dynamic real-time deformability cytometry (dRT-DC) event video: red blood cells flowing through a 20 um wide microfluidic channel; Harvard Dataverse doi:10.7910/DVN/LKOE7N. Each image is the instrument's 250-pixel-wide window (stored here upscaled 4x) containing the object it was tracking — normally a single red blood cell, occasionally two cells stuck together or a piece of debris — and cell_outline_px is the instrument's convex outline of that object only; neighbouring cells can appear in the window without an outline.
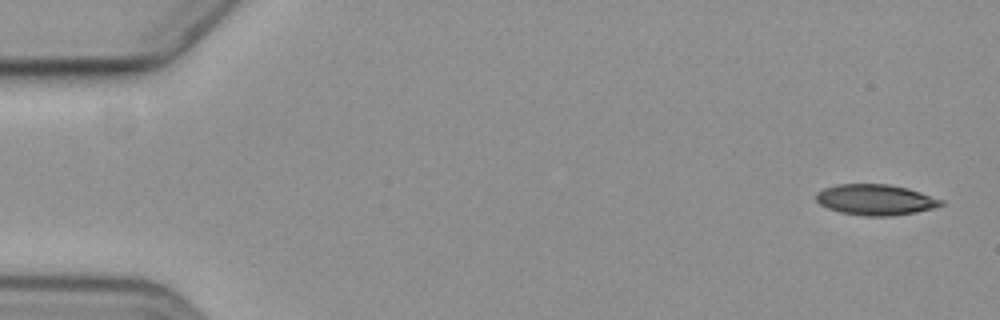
{"species": "common noctule bat (a hibernating species)", "species_latin": "Nyctalus noctula", "temperature_condition": "cold", "stored_images_in_passage": 16, "segment_of_instrument_passage": [1, 2], "camera_frame_rate_fps": 3000, "um_per_image_px": 0.085, "animal": {"sex": "female", "body_mass_g": 19.3, "forearm_length_mm": 54.1}, "frame": {"image": 1, "passage_image": 1, "time_ms": 0.0, "image_size_px": [1000, 320], "cell_outline_px": [[944, 204], [932, 208], [916, 212], [892, 216], [864, 216], [840, 212], [828, 208], [820, 204], [816, 200], [816, 192], [824, 188], [836, 184], [888, 184], [908, 188], [944, 200]], "centroid_in_image_um": [74.41, 16.97], "position_along_channel_um": 10.6, "area_um2": 22.43}}
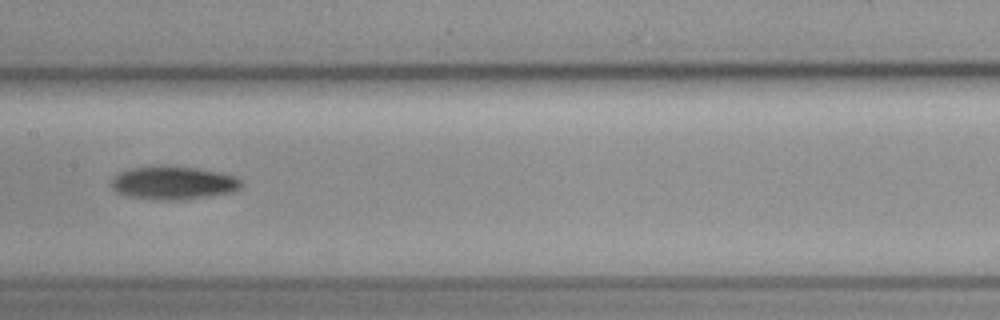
{"frame": {"image": 2, "passage_image": 8, "time_ms": 9.0, "image_size_px": [1000, 320], "cell_outline_px": [[244, 184], [240, 188], [232, 192], [176, 200], [160, 200], [128, 196], [116, 192], [108, 184], [120, 172], [132, 168], [168, 164], [196, 168], [220, 172], [236, 176]], "centroid_in_image_um": [14.72, 15.52], "position_along_channel_um": 192.7, "area_um2": 25.32}}
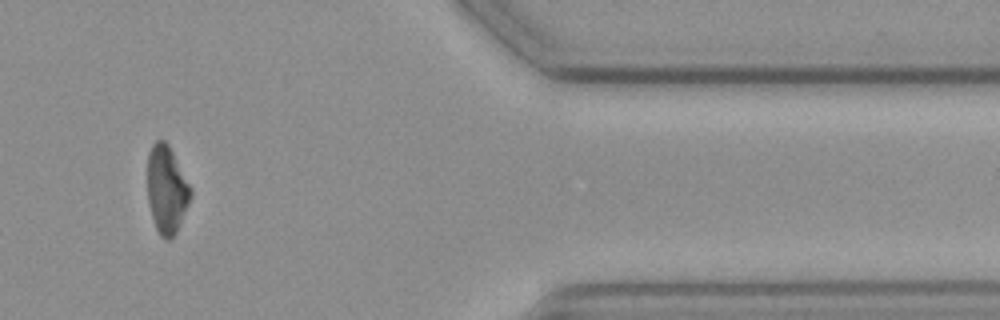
{"frame": {"image": 3, "passage_image": 13, "time_ms": 15.667, "image_size_px": [1000, 320], "cell_outline_px": [[192, 196], [176, 232], [168, 240], [164, 240], [160, 236], [156, 228], [152, 216], [148, 200], [148, 152], [152, 144], [156, 140], [164, 140], [168, 144], [192, 188]], "centroid_in_image_um": [14.17, 16.1], "position_along_channel_um": 397.2, "area_um2": 21.96}}